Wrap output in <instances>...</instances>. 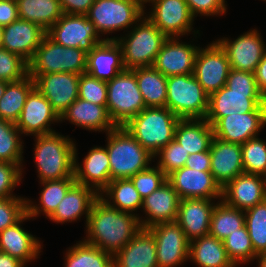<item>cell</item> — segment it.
Here are the masks:
<instances>
[{"label":"cell","instance_id":"obj_49","mask_svg":"<svg viewBox=\"0 0 266 267\" xmlns=\"http://www.w3.org/2000/svg\"><path fill=\"white\" fill-rule=\"evenodd\" d=\"M27 198L17 196L0 199V232L17 223L27 213Z\"/></svg>","mask_w":266,"mask_h":267},{"label":"cell","instance_id":"obj_36","mask_svg":"<svg viewBox=\"0 0 266 267\" xmlns=\"http://www.w3.org/2000/svg\"><path fill=\"white\" fill-rule=\"evenodd\" d=\"M18 17L48 31L64 14L59 0H16Z\"/></svg>","mask_w":266,"mask_h":267},{"label":"cell","instance_id":"obj_33","mask_svg":"<svg viewBox=\"0 0 266 267\" xmlns=\"http://www.w3.org/2000/svg\"><path fill=\"white\" fill-rule=\"evenodd\" d=\"M188 260L199 267H236L229 259L223 241L211 235L190 242Z\"/></svg>","mask_w":266,"mask_h":267},{"label":"cell","instance_id":"obj_11","mask_svg":"<svg viewBox=\"0 0 266 267\" xmlns=\"http://www.w3.org/2000/svg\"><path fill=\"white\" fill-rule=\"evenodd\" d=\"M46 34L64 47L79 48L86 53L105 40L86 15L78 14H63Z\"/></svg>","mask_w":266,"mask_h":267},{"label":"cell","instance_id":"obj_17","mask_svg":"<svg viewBox=\"0 0 266 267\" xmlns=\"http://www.w3.org/2000/svg\"><path fill=\"white\" fill-rule=\"evenodd\" d=\"M59 123L60 117L50 102L34 87L28 94L23 110L15 126L25 135H42L55 132L51 124Z\"/></svg>","mask_w":266,"mask_h":267},{"label":"cell","instance_id":"obj_47","mask_svg":"<svg viewBox=\"0 0 266 267\" xmlns=\"http://www.w3.org/2000/svg\"><path fill=\"white\" fill-rule=\"evenodd\" d=\"M107 92V81L96 79L86 72L80 75L78 98L106 106Z\"/></svg>","mask_w":266,"mask_h":267},{"label":"cell","instance_id":"obj_21","mask_svg":"<svg viewBox=\"0 0 266 267\" xmlns=\"http://www.w3.org/2000/svg\"><path fill=\"white\" fill-rule=\"evenodd\" d=\"M46 32L39 24L18 18L4 26L1 47L29 63Z\"/></svg>","mask_w":266,"mask_h":267},{"label":"cell","instance_id":"obj_14","mask_svg":"<svg viewBox=\"0 0 266 267\" xmlns=\"http://www.w3.org/2000/svg\"><path fill=\"white\" fill-rule=\"evenodd\" d=\"M148 230L155 238L158 267H176L188 260L190 241L176 221L159 223Z\"/></svg>","mask_w":266,"mask_h":267},{"label":"cell","instance_id":"obj_13","mask_svg":"<svg viewBox=\"0 0 266 267\" xmlns=\"http://www.w3.org/2000/svg\"><path fill=\"white\" fill-rule=\"evenodd\" d=\"M146 17L168 38L188 35L193 30L194 16L185 0H150Z\"/></svg>","mask_w":266,"mask_h":267},{"label":"cell","instance_id":"obj_19","mask_svg":"<svg viewBox=\"0 0 266 267\" xmlns=\"http://www.w3.org/2000/svg\"><path fill=\"white\" fill-rule=\"evenodd\" d=\"M266 125V112L234 113L219 118L213 125L214 137L223 141L243 144L258 137Z\"/></svg>","mask_w":266,"mask_h":267},{"label":"cell","instance_id":"obj_34","mask_svg":"<svg viewBox=\"0 0 266 267\" xmlns=\"http://www.w3.org/2000/svg\"><path fill=\"white\" fill-rule=\"evenodd\" d=\"M76 183L75 178H63L60 180L42 181L40 184L43 189L39 197L38 204L27 198V214L30 218L35 219L39 214L43 213L49 218L57 209L58 204L64 198L68 190Z\"/></svg>","mask_w":266,"mask_h":267},{"label":"cell","instance_id":"obj_3","mask_svg":"<svg viewBox=\"0 0 266 267\" xmlns=\"http://www.w3.org/2000/svg\"><path fill=\"white\" fill-rule=\"evenodd\" d=\"M34 159L40 182L74 177L76 143L58 132L36 135Z\"/></svg>","mask_w":266,"mask_h":267},{"label":"cell","instance_id":"obj_41","mask_svg":"<svg viewBox=\"0 0 266 267\" xmlns=\"http://www.w3.org/2000/svg\"><path fill=\"white\" fill-rule=\"evenodd\" d=\"M21 135L14 123L0 119V162L23 163Z\"/></svg>","mask_w":266,"mask_h":267},{"label":"cell","instance_id":"obj_15","mask_svg":"<svg viewBox=\"0 0 266 267\" xmlns=\"http://www.w3.org/2000/svg\"><path fill=\"white\" fill-rule=\"evenodd\" d=\"M216 42L225 51L231 69L254 73L266 52V44L256 28L243 33L233 41L224 37Z\"/></svg>","mask_w":266,"mask_h":267},{"label":"cell","instance_id":"obj_45","mask_svg":"<svg viewBox=\"0 0 266 267\" xmlns=\"http://www.w3.org/2000/svg\"><path fill=\"white\" fill-rule=\"evenodd\" d=\"M189 155V152H186L182 145L173 139L153 156L156 159L158 156V163L156 166L168 177L174 171L185 166Z\"/></svg>","mask_w":266,"mask_h":267},{"label":"cell","instance_id":"obj_54","mask_svg":"<svg viewBox=\"0 0 266 267\" xmlns=\"http://www.w3.org/2000/svg\"><path fill=\"white\" fill-rule=\"evenodd\" d=\"M210 161V151L194 153L188 156L185 167L199 171H210Z\"/></svg>","mask_w":266,"mask_h":267},{"label":"cell","instance_id":"obj_38","mask_svg":"<svg viewBox=\"0 0 266 267\" xmlns=\"http://www.w3.org/2000/svg\"><path fill=\"white\" fill-rule=\"evenodd\" d=\"M34 87V79L29 75L21 80L8 82L0 99V119L16 124L26 98Z\"/></svg>","mask_w":266,"mask_h":267},{"label":"cell","instance_id":"obj_53","mask_svg":"<svg viewBox=\"0 0 266 267\" xmlns=\"http://www.w3.org/2000/svg\"><path fill=\"white\" fill-rule=\"evenodd\" d=\"M18 18L16 0H0V25H9Z\"/></svg>","mask_w":266,"mask_h":267},{"label":"cell","instance_id":"obj_8","mask_svg":"<svg viewBox=\"0 0 266 267\" xmlns=\"http://www.w3.org/2000/svg\"><path fill=\"white\" fill-rule=\"evenodd\" d=\"M166 107L179 119L206 118L209 95L194 74L167 77Z\"/></svg>","mask_w":266,"mask_h":267},{"label":"cell","instance_id":"obj_43","mask_svg":"<svg viewBox=\"0 0 266 267\" xmlns=\"http://www.w3.org/2000/svg\"><path fill=\"white\" fill-rule=\"evenodd\" d=\"M245 226L254 251L266 253V200L244 211Z\"/></svg>","mask_w":266,"mask_h":267},{"label":"cell","instance_id":"obj_7","mask_svg":"<svg viewBox=\"0 0 266 267\" xmlns=\"http://www.w3.org/2000/svg\"><path fill=\"white\" fill-rule=\"evenodd\" d=\"M87 53L79 48L64 47L47 34L28 63V75L33 79L47 73H85Z\"/></svg>","mask_w":266,"mask_h":267},{"label":"cell","instance_id":"obj_6","mask_svg":"<svg viewBox=\"0 0 266 267\" xmlns=\"http://www.w3.org/2000/svg\"><path fill=\"white\" fill-rule=\"evenodd\" d=\"M180 119L167 107H146L124 127L152 155L174 139Z\"/></svg>","mask_w":266,"mask_h":267},{"label":"cell","instance_id":"obj_5","mask_svg":"<svg viewBox=\"0 0 266 267\" xmlns=\"http://www.w3.org/2000/svg\"><path fill=\"white\" fill-rule=\"evenodd\" d=\"M167 39L168 37L145 14L124 37L106 38V40H116L121 46L126 70L153 66L158 52Z\"/></svg>","mask_w":266,"mask_h":267},{"label":"cell","instance_id":"obj_51","mask_svg":"<svg viewBox=\"0 0 266 267\" xmlns=\"http://www.w3.org/2000/svg\"><path fill=\"white\" fill-rule=\"evenodd\" d=\"M194 17L226 14L225 0H185Z\"/></svg>","mask_w":266,"mask_h":267},{"label":"cell","instance_id":"obj_22","mask_svg":"<svg viewBox=\"0 0 266 267\" xmlns=\"http://www.w3.org/2000/svg\"><path fill=\"white\" fill-rule=\"evenodd\" d=\"M209 151L210 172L221 188L236 176L244 174L241 144L213 137Z\"/></svg>","mask_w":266,"mask_h":267},{"label":"cell","instance_id":"obj_42","mask_svg":"<svg viewBox=\"0 0 266 267\" xmlns=\"http://www.w3.org/2000/svg\"><path fill=\"white\" fill-rule=\"evenodd\" d=\"M223 244L229 259L235 266L243 263L246 264L254 259L256 260L258 256L254 251L246 226L228 235L223 240Z\"/></svg>","mask_w":266,"mask_h":267},{"label":"cell","instance_id":"obj_2","mask_svg":"<svg viewBox=\"0 0 266 267\" xmlns=\"http://www.w3.org/2000/svg\"><path fill=\"white\" fill-rule=\"evenodd\" d=\"M247 112H266V98L257 88L254 73L231 69L226 85L209 96L205 119L212 126L221 117Z\"/></svg>","mask_w":266,"mask_h":267},{"label":"cell","instance_id":"obj_25","mask_svg":"<svg viewBox=\"0 0 266 267\" xmlns=\"http://www.w3.org/2000/svg\"><path fill=\"white\" fill-rule=\"evenodd\" d=\"M214 199H180L176 222L191 242L209 235L211 215L216 203Z\"/></svg>","mask_w":266,"mask_h":267},{"label":"cell","instance_id":"obj_31","mask_svg":"<svg viewBox=\"0 0 266 267\" xmlns=\"http://www.w3.org/2000/svg\"><path fill=\"white\" fill-rule=\"evenodd\" d=\"M63 120L86 130L106 131L105 133L116 127L109 117L106 106L80 98H77L61 115L60 122Z\"/></svg>","mask_w":266,"mask_h":267},{"label":"cell","instance_id":"obj_37","mask_svg":"<svg viewBox=\"0 0 266 267\" xmlns=\"http://www.w3.org/2000/svg\"><path fill=\"white\" fill-rule=\"evenodd\" d=\"M135 77L146 107H166V76L150 66L136 68Z\"/></svg>","mask_w":266,"mask_h":267},{"label":"cell","instance_id":"obj_55","mask_svg":"<svg viewBox=\"0 0 266 267\" xmlns=\"http://www.w3.org/2000/svg\"><path fill=\"white\" fill-rule=\"evenodd\" d=\"M258 90L266 98V52L254 72Z\"/></svg>","mask_w":266,"mask_h":267},{"label":"cell","instance_id":"obj_60","mask_svg":"<svg viewBox=\"0 0 266 267\" xmlns=\"http://www.w3.org/2000/svg\"><path fill=\"white\" fill-rule=\"evenodd\" d=\"M262 177H263L264 187H265V191H266V172L262 175Z\"/></svg>","mask_w":266,"mask_h":267},{"label":"cell","instance_id":"obj_48","mask_svg":"<svg viewBox=\"0 0 266 267\" xmlns=\"http://www.w3.org/2000/svg\"><path fill=\"white\" fill-rule=\"evenodd\" d=\"M130 179L141 198L144 199L159 189L167 181V176L159 167L150 166L146 170L136 173Z\"/></svg>","mask_w":266,"mask_h":267},{"label":"cell","instance_id":"obj_27","mask_svg":"<svg viewBox=\"0 0 266 267\" xmlns=\"http://www.w3.org/2000/svg\"><path fill=\"white\" fill-rule=\"evenodd\" d=\"M31 219L26 213L17 223L0 232V252L17 258L24 264L38 258L41 241L21 227V223Z\"/></svg>","mask_w":266,"mask_h":267},{"label":"cell","instance_id":"obj_44","mask_svg":"<svg viewBox=\"0 0 266 267\" xmlns=\"http://www.w3.org/2000/svg\"><path fill=\"white\" fill-rule=\"evenodd\" d=\"M244 173L263 175L266 172V142L258 137L241 145Z\"/></svg>","mask_w":266,"mask_h":267},{"label":"cell","instance_id":"obj_24","mask_svg":"<svg viewBox=\"0 0 266 267\" xmlns=\"http://www.w3.org/2000/svg\"><path fill=\"white\" fill-rule=\"evenodd\" d=\"M222 200L229 206L247 210L266 200L263 177L241 174L222 188Z\"/></svg>","mask_w":266,"mask_h":267},{"label":"cell","instance_id":"obj_32","mask_svg":"<svg viewBox=\"0 0 266 267\" xmlns=\"http://www.w3.org/2000/svg\"><path fill=\"white\" fill-rule=\"evenodd\" d=\"M213 137V127L205 118L180 119L174 133V139L190 155L209 151Z\"/></svg>","mask_w":266,"mask_h":267},{"label":"cell","instance_id":"obj_39","mask_svg":"<svg viewBox=\"0 0 266 267\" xmlns=\"http://www.w3.org/2000/svg\"><path fill=\"white\" fill-rule=\"evenodd\" d=\"M244 226V210L231 207L222 199L217 201L211 215L209 235L223 241Z\"/></svg>","mask_w":266,"mask_h":267},{"label":"cell","instance_id":"obj_58","mask_svg":"<svg viewBox=\"0 0 266 267\" xmlns=\"http://www.w3.org/2000/svg\"><path fill=\"white\" fill-rule=\"evenodd\" d=\"M7 83H8L7 81L0 80V99L3 97V93L6 88Z\"/></svg>","mask_w":266,"mask_h":267},{"label":"cell","instance_id":"obj_4","mask_svg":"<svg viewBox=\"0 0 266 267\" xmlns=\"http://www.w3.org/2000/svg\"><path fill=\"white\" fill-rule=\"evenodd\" d=\"M111 180L131 178L150 167L154 156L124 126L106 133Z\"/></svg>","mask_w":266,"mask_h":267},{"label":"cell","instance_id":"obj_1","mask_svg":"<svg viewBox=\"0 0 266 267\" xmlns=\"http://www.w3.org/2000/svg\"><path fill=\"white\" fill-rule=\"evenodd\" d=\"M85 226L83 240L113 256L142 229L139 214L119 211L101 197L92 204Z\"/></svg>","mask_w":266,"mask_h":267},{"label":"cell","instance_id":"obj_57","mask_svg":"<svg viewBox=\"0 0 266 267\" xmlns=\"http://www.w3.org/2000/svg\"><path fill=\"white\" fill-rule=\"evenodd\" d=\"M256 259L259 267H266V253L259 254Z\"/></svg>","mask_w":266,"mask_h":267},{"label":"cell","instance_id":"obj_16","mask_svg":"<svg viewBox=\"0 0 266 267\" xmlns=\"http://www.w3.org/2000/svg\"><path fill=\"white\" fill-rule=\"evenodd\" d=\"M80 74L47 73L34 78L35 88L50 102L59 117L78 98Z\"/></svg>","mask_w":266,"mask_h":267},{"label":"cell","instance_id":"obj_52","mask_svg":"<svg viewBox=\"0 0 266 267\" xmlns=\"http://www.w3.org/2000/svg\"><path fill=\"white\" fill-rule=\"evenodd\" d=\"M64 14L86 15L95 0H59Z\"/></svg>","mask_w":266,"mask_h":267},{"label":"cell","instance_id":"obj_26","mask_svg":"<svg viewBox=\"0 0 266 267\" xmlns=\"http://www.w3.org/2000/svg\"><path fill=\"white\" fill-rule=\"evenodd\" d=\"M179 202L180 198L177 192L166 181L159 189L143 199L142 208L146 219L139 217L142 228L148 229L159 223L176 221Z\"/></svg>","mask_w":266,"mask_h":267},{"label":"cell","instance_id":"obj_10","mask_svg":"<svg viewBox=\"0 0 266 267\" xmlns=\"http://www.w3.org/2000/svg\"><path fill=\"white\" fill-rule=\"evenodd\" d=\"M145 6L139 0H95L86 16L99 35L112 34L132 28L146 14Z\"/></svg>","mask_w":266,"mask_h":267},{"label":"cell","instance_id":"obj_12","mask_svg":"<svg viewBox=\"0 0 266 267\" xmlns=\"http://www.w3.org/2000/svg\"><path fill=\"white\" fill-rule=\"evenodd\" d=\"M230 70L229 59L216 41L205 46V49L199 48L195 58L194 76L209 96L226 85Z\"/></svg>","mask_w":266,"mask_h":267},{"label":"cell","instance_id":"obj_35","mask_svg":"<svg viewBox=\"0 0 266 267\" xmlns=\"http://www.w3.org/2000/svg\"><path fill=\"white\" fill-rule=\"evenodd\" d=\"M99 197L109 206L131 214L143 206V199L130 178L111 180Z\"/></svg>","mask_w":266,"mask_h":267},{"label":"cell","instance_id":"obj_9","mask_svg":"<svg viewBox=\"0 0 266 267\" xmlns=\"http://www.w3.org/2000/svg\"><path fill=\"white\" fill-rule=\"evenodd\" d=\"M106 109L115 126L126 125L146 108L138 88L135 69L124 70L107 81Z\"/></svg>","mask_w":266,"mask_h":267},{"label":"cell","instance_id":"obj_46","mask_svg":"<svg viewBox=\"0 0 266 267\" xmlns=\"http://www.w3.org/2000/svg\"><path fill=\"white\" fill-rule=\"evenodd\" d=\"M28 75V63L19 55L0 47V80L15 82Z\"/></svg>","mask_w":266,"mask_h":267},{"label":"cell","instance_id":"obj_29","mask_svg":"<svg viewBox=\"0 0 266 267\" xmlns=\"http://www.w3.org/2000/svg\"><path fill=\"white\" fill-rule=\"evenodd\" d=\"M125 70L122 48L116 40H104L87 53L86 73L109 81Z\"/></svg>","mask_w":266,"mask_h":267},{"label":"cell","instance_id":"obj_61","mask_svg":"<svg viewBox=\"0 0 266 267\" xmlns=\"http://www.w3.org/2000/svg\"><path fill=\"white\" fill-rule=\"evenodd\" d=\"M139 1L144 5L145 3H147L150 0H139Z\"/></svg>","mask_w":266,"mask_h":267},{"label":"cell","instance_id":"obj_30","mask_svg":"<svg viewBox=\"0 0 266 267\" xmlns=\"http://www.w3.org/2000/svg\"><path fill=\"white\" fill-rule=\"evenodd\" d=\"M98 197L99 194L92 187L75 183L49 219L63 224L77 221L85 214L87 224L92 204Z\"/></svg>","mask_w":266,"mask_h":267},{"label":"cell","instance_id":"obj_40","mask_svg":"<svg viewBox=\"0 0 266 267\" xmlns=\"http://www.w3.org/2000/svg\"><path fill=\"white\" fill-rule=\"evenodd\" d=\"M68 248L64 267H113V255L84 240Z\"/></svg>","mask_w":266,"mask_h":267},{"label":"cell","instance_id":"obj_23","mask_svg":"<svg viewBox=\"0 0 266 267\" xmlns=\"http://www.w3.org/2000/svg\"><path fill=\"white\" fill-rule=\"evenodd\" d=\"M75 147L74 177L77 184L92 187L98 194L111 181L110 162L106 147L95 146L79 164Z\"/></svg>","mask_w":266,"mask_h":267},{"label":"cell","instance_id":"obj_20","mask_svg":"<svg viewBox=\"0 0 266 267\" xmlns=\"http://www.w3.org/2000/svg\"><path fill=\"white\" fill-rule=\"evenodd\" d=\"M179 39L168 38L154 61L153 67L166 77L194 74L195 58L200 47Z\"/></svg>","mask_w":266,"mask_h":267},{"label":"cell","instance_id":"obj_56","mask_svg":"<svg viewBox=\"0 0 266 267\" xmlns=\"http://www.w3.org/2000/svg\"><path fill=\"white\" fill-rule=\"evenodd\" d=\"M26 265L6 253L0 252V267H25Z\"/></svg>","mask_w":266,"mask_h":267},{"label":"cell","instance_id":"obj_59","mask_svg":"<svg viewBox=\"0 0 266 267\" xmlns=\"http://www.w3.org/2000/svg\"><path fill=\"white\" fill-rule=\"evenodd\" d=\"M3 30H4V26L0 25V47L2 46Z\"/></svg>","mask_w":266,"mask_h":267},{"label":"cell","instance_id":"obj_18","mask_svg":"<svg viewBox=\"0 0 266 267\" xmlns=\"http://www.w3.org/2000/svg\"><path fill=\"white\" fill-rule=\"evenodd\" d=\"M180 199H222V188L210 171L179 168L167 177Z\"/></svg>","mask_w":266,"mask_h":267},{"label":"cell","instance_id":"obj_50","mask_svg":"<svg viewBox=\"0 0 266 267\" xmlns=\"http://www.w3.org/2000/svg\"><path fill=\"white\" fill-rule=\"evenodd\" d=\"M23 164L0 162V199L16 197L12 192L20 184Z\"/></svg>","mask_w":266,"mask_h":267},{"label":"cell","instance_id":"obj_28","mask_svg":"<svg viewBox=\"0 0 266 267\" xmlns=\"http://www.w3.org/2000/svg\"><path fill=\"white\" fill-rule=\"evenodd\" d=\"M113 267H158L153 234L142 228L113 256Z\"/></svg>","mask_w":266,"mask_h":267}]
</instances>
